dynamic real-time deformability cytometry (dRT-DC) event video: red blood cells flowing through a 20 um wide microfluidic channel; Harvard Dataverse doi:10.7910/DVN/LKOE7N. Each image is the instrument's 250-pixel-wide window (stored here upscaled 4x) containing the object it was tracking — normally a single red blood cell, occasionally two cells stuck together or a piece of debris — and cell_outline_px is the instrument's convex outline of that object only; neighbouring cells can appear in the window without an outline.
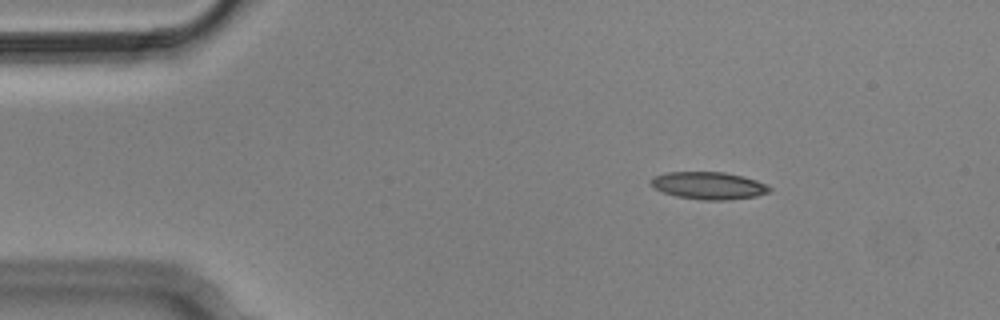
{"species": "Egyptian fruit bat (a non-hibernating species)", "species_latin": "Rousettus aegyptiacus", "temperature_condition": "cold", "stored_images_in_passage": 5, "camera_frame_rate_fps": 3000, "um_per_image_px": 0.085, "animal": {"sex": "male"}, "frame": {"image": 1, "passage_image": 3, "time_ms": 0.667, "image_size_px": [1000, 320], "cell_outline_px": [[772, 188], [768, 192], [756, 196], [728, 200], [704, 200], [676, 196], [652, 188], [648, 184], [648, 180], [656, 176], [668, 172], [724, 172], [744, 176], [756, 180]], "centroid_in_image_um": [60.19, 15.77], "position_along_channel_um": 24.8, "area_um2": 18.96}}